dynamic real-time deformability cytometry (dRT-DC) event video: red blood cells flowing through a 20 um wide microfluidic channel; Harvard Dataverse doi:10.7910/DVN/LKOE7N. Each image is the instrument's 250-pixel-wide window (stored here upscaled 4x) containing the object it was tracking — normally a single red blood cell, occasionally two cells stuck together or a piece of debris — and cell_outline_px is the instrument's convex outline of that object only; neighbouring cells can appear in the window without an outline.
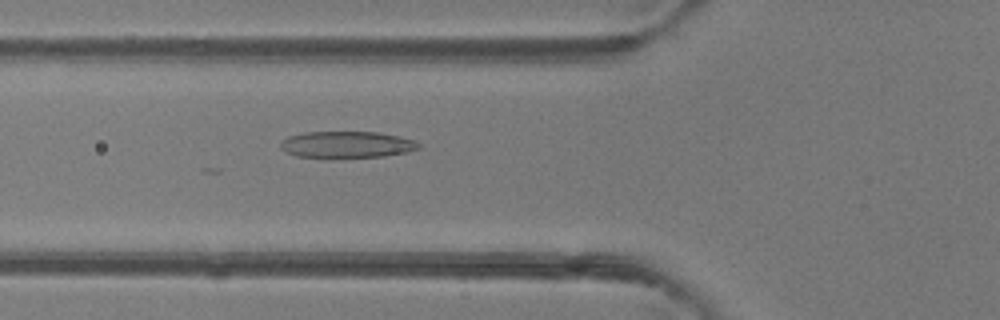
{"species": "common noctule bat (a hibernating species)", "species_latin": "Nyctalus noctula", "temperature_condition": "room temperature", "stored_images_in_passage": 46, "camera_frame_rate_fps": 3000, "um_per_image_px": 0.085, "animal": {"sex": "female"}, "frame": {"image": 1, "passage_image": 15, "time_ms": 4.667, "image_size_px": [1000, 320], "cell_outline_px": [[420, 148], [408, 152], [384, 156], [332, 160], [328, 160], [296, 156], [284, 152], [280, 148], [280, 140], [288, 136], [304, 132], [376, 132], [416, 140], [420, 144]], "centroid_in_image_um": [29.41, 12.33], "position_along_channel_um": 96.4, "area_um2": 22.37}}
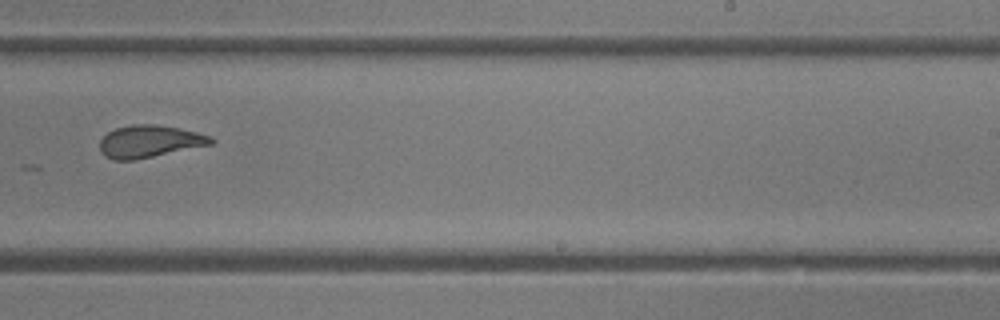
{"frame": {"image": 2, "passage_image": 28, "time_ms": 9.0, "image_size_px": [1000, 320], "cell_outline_px": [[216, 140], [212, 144], [136, 160], [112, 160], [104, 156], [100, 152], [100, 140], [108, 132], [116, 128], [132, 124], [152, 124], [180, 128], [212, 136]], "centroid_in_image_um": [12.7, 12.02], "position_along_channel_um": 276.3, "area_um2": 21.04}}
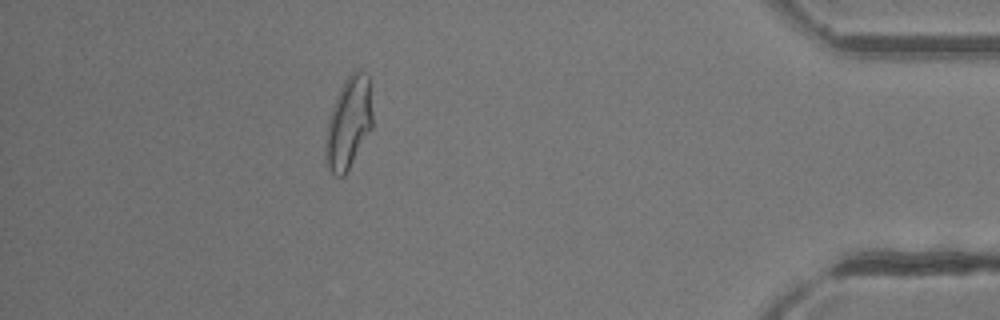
{"frame": {"image": 3, "passage_image": 41, "time_ms": 13.333, "image_size_px": [1000, 320], "cell_outline_px": [[372, 128], [344, 176], [336, 176], [328, 168], [324, 148], [324, 144], [328, 120], [332, 108], [340, 88], [344, 80], [352, 72], [360, 68], [368, 76], [372, 112]], "centroid_in_image_um": [29.62, 10.44], "position_along_channel_um": 405.6, "area_um2": 24.91}, "authors_computed_cell_mechanics": {"area_um2": 22.9466, "velocity_mm_per_s": 4.1521, "shape_relaxation_time_tau1_ms": null, "shape_relaxation_time_tau2_ms": 2.1123, "deformation_change_tau1": null, "deformation_change_tau2": 0.085}}